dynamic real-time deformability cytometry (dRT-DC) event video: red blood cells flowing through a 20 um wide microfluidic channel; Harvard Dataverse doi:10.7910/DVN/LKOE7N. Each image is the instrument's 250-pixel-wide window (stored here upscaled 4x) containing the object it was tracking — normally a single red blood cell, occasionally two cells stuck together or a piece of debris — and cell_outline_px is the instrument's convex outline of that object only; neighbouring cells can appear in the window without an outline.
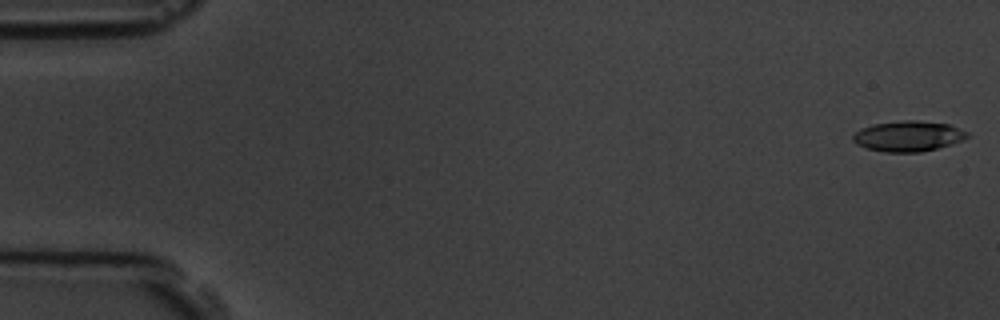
{"species": "common noctule bat (a hibernating species)", "species_latin": "Nyctalus noctula", "temperature_condition": "room temperature", "stored_images_in_passage": 5, "camera_frame_rate_fps": 3000, "um_per_image_px": 0.085, "animal": {"sex": "male", "body_mass_g": 19.5, "forearm_length_mm": 54.6}, "frame": {"image": 1, "passage_image": 1, "time_ms": 0.0, "image_size_px": [1000, 320], "cell_outline_px": [[968, 136], [952, 144], [920, 152], [884, 152], [868, 148], [856, 144], [852, 140], [852, 136], [860, 128], [872, 124], [900, 120], [916, 120], [948, 124], [968, 132]], "centroid_in_image_um": [77.15, 11.56], "position_along_channel_um": 7.8, "area_um2": 20.23}}